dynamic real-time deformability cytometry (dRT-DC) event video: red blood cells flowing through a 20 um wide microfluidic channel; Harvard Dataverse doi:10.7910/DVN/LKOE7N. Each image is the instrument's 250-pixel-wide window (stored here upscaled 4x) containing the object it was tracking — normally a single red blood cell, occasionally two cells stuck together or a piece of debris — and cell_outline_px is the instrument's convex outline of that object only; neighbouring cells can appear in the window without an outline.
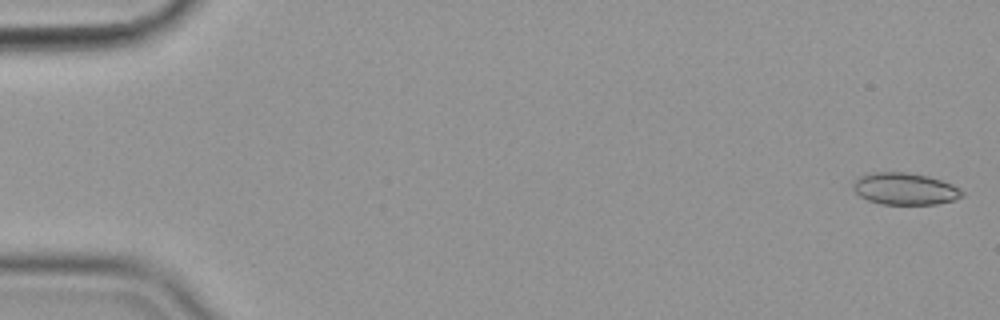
{"species": "common noctule bat (a hibernating species)", "species_latin": "Nyctalus noctula", "temperature_condition": "cold", "stored_images_in_passage": 56, "camera_frame_rate_fps": 3000, "um_per_image_px": 0.085, "animal": {"sex": "female", "body_mass_g": 19.9}, "frame": {"image": 1, "passage_image": 1, "time_ms": 0.0, "image_size_px": [1000, 320], "cell_outline_px": [[964, 196], [952, 200], [936, 204], [880, 204], [868, 200], [860, 196], [852, 188], [852, 184], [856, 176], [872, 172], [904, 172], [928, 176], [952, 184], [960, 188], [964, 192]], "centroid_in_image_um": [76.88, 16.04], "position_along_channel_um": 8.1, "area_um2": 20.4}}
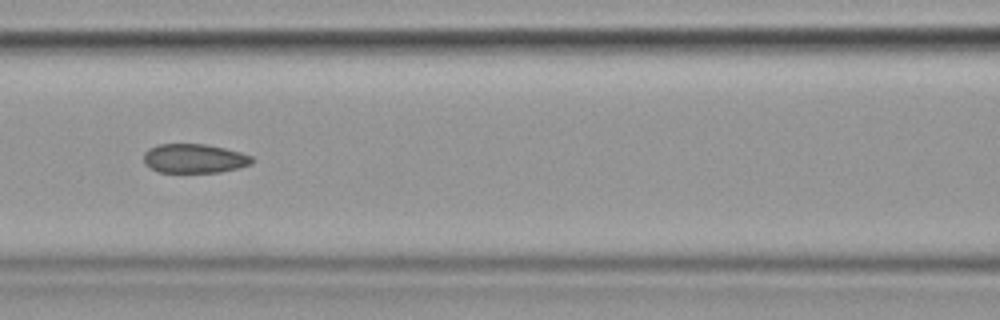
{"frame": {"image": 2, "passage_image": 25, "time_ms": 8.0, "image_size_px": [1000, 320], "cell_outline_px": [[256, 160], [252, 164], [240, 168], [220, 172], [160, 172], [144, 164], [144, 152], [148, 148], [160, 144], [204, 144], [224, 148], [240, 152], [252, 156]], "centroid_in_image_um": [16.55, 13.47], "position_along_channel_um": 150.1, "area_um2": 18.5}}
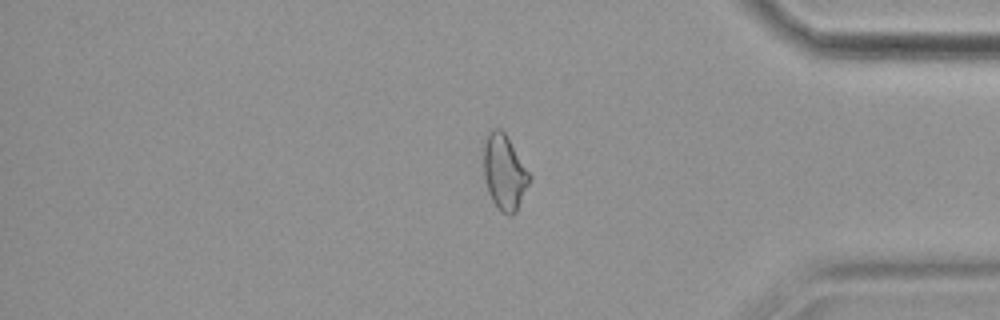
{"frame": {"image": 3, "passage_image": 47, "time_ms": 15.333, "image_size_px": [1000, 320], "cell_outline_px": [[532, 176], [516, 212], [512, 216], [508, 216], [492, 200], [488, 192], [484, 176], [484, 144], [488, 132], [492, 128], [500, 128], [504, 132]], "centroid_in_image_um": [42.87, 14.63], "position_along_channel_um": 392.3, "area_um2": 19.83}, "authors_computed_cell_mechanics": {"area_um2": 19.941, "velocity_mm_per_s": 3.5946, "shape_relaxation_time_tau1_ms": null, "shape_relaxation_time_tau2_ms": 2.3069, "deformation_change_tau1": null, "deformation_change_tau2": 0.082}}